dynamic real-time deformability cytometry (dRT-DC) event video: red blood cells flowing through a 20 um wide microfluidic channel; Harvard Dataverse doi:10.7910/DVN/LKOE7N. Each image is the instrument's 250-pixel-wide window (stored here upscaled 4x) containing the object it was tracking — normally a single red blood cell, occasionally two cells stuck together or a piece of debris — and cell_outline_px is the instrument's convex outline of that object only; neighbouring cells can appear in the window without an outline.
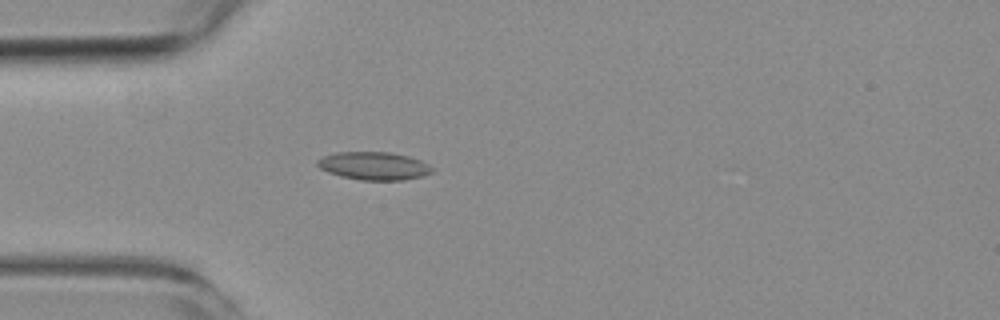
{"species": "common noctule bat (a hibernating species)", "species_latin": "Nyctalus noctula", "temperature_condition": "room temperature", "stored_images_in_passage": 5, "camera_frame_rate_fps": 3000, "um_per_image_px": 0.085, "animal": {"sex": "female", "body_mass_g": 19.3, "forearm_length_mm": 54.1}, "frame": {"image": 1, "passage_image": 5, "time_ms": 4.333, "image_size_px": [1000, 320], "cell_outline_px": [[436, 168], [432, 172], [424, 176], [404, 180], [360, 180], [340, 176], [328, 172], [320, 168], [316, 164], [316, 160], [324, 156], [336, 152], [388, 152], [408, 156], [420, 160]], "centroid_in_image_um": [31.8, 14.1], "position_along_channel_um": 53.2, "area_um2": 18.84}}